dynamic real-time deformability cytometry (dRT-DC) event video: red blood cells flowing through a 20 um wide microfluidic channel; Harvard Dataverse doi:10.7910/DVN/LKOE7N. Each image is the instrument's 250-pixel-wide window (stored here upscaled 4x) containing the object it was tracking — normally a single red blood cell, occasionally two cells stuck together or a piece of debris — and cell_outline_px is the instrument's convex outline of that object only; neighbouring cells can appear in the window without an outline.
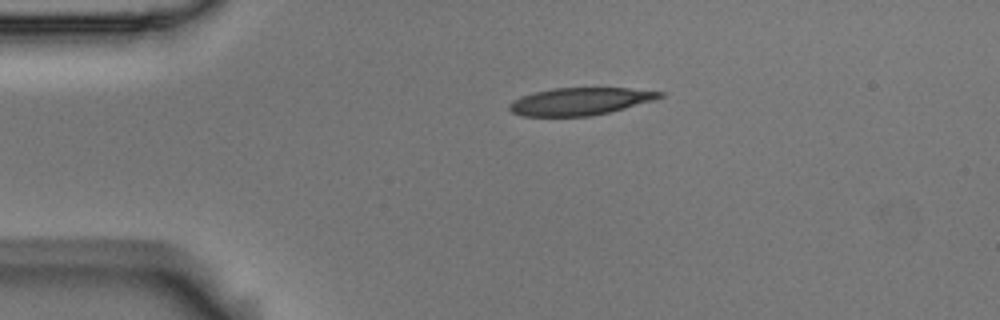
{"species": "Egyptian fruit bat (a non-hibernating species)", "species_latin": "Rousettus aegyptiacus", "temperature_condition": "room temperature", "stored_images_in_passage": 2, "camera_frame_rate_fps": 3000, "um_per_image_px": 0.085, "animal": {"sex": "male"}, "frame": {"image": 1, "passage_image": 1, "time_ms": 0.0, "image_size_px": [1000, 320], "cell_outline_px": [[664, 96], [652, 100], [624, 108], [592, 116], [524, 116], [512, 112], [508, 108], [508, 104], [512, 100], [520, 96], [536, 92], [556, 88], [628, 88], [664, 92]], "centroid_in_image_um": [49.27, 8.61], "position_along_channel_um": 35.7, "area_um2": 23.81}}